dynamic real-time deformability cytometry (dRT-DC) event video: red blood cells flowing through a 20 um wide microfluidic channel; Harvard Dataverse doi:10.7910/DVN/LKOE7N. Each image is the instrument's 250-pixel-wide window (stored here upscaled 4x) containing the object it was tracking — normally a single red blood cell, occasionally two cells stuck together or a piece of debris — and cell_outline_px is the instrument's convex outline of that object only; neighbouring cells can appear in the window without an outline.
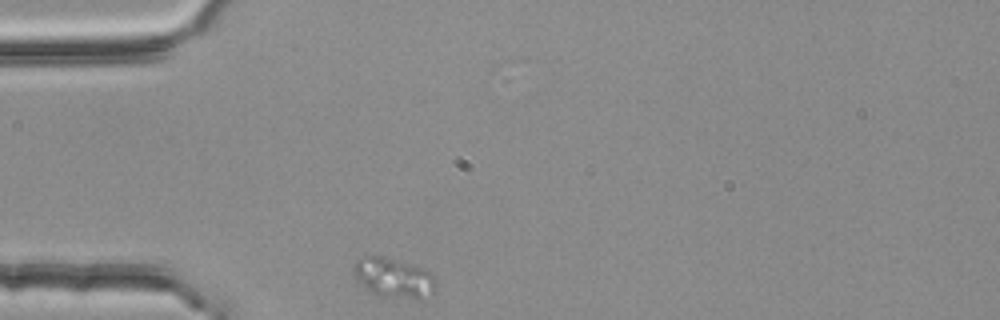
{"species": "common noctule bat (a hibernating species)", "species_latin": "Nyctalus noctula", "temperature_condition": "room temperature", "stored_images_in_passage": 1, "camera_frame_rate_fps": 3000, "um_per_image_px": 0.085, "animal": {"sex": "female", "body_mass_g": 25.1}, "frame": {"image": 1, "passage_image": 1, "time_ms": 0.0, "image_size_px": [1000, 320], "cell_outline_px": [[436, 292], [432, 296], [380, 296], [372, 292], [356, 280], [352, 272], [352, 268], [356, 260], [360, 256], [384, 256], [420, 268], [428, 272], [432, 276], [436, 284]], "centroid_in_image_um": [33.39, 23.58], "position_along_channel_um": 51.6, "area_um2": 18.5}}